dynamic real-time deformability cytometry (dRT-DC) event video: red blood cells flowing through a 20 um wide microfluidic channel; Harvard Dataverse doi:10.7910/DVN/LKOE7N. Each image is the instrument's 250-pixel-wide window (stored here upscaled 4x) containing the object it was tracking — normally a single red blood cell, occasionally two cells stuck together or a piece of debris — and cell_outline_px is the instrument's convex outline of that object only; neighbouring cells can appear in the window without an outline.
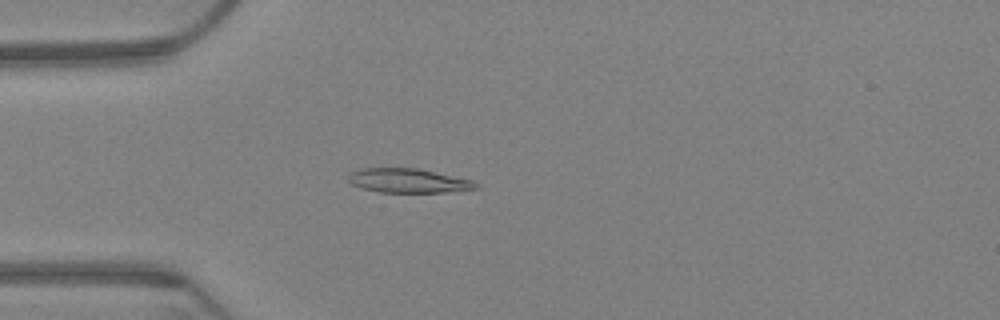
{"species": "Egyptian fruit bat (a non-hibernating species)", "species_latin": "Rousettus aegyptiacus", "temperature_condition": "warm", "stored_images_in_passage": 60, "camera_frame_rate_fps": 3000, "um_per_image_px": 0.085, "animal": {"sex": "female"}, "frame": {"image": 1, "passage_image": 14, "time_ms": 4.333, "image_size_px": [1000, 320], "cell_outline_px": [[480, 188], [448, 192], [380, 192], [360, 188], [352, 184], [348, 180], [348, 176], [352, 172], [360, 168], [416, 168], [472, 180], [480, 184]], "centroid_in_image_um": [34.71, 15.36], "position_along_channel_um": 50.3, "area_um2": 17.98}}
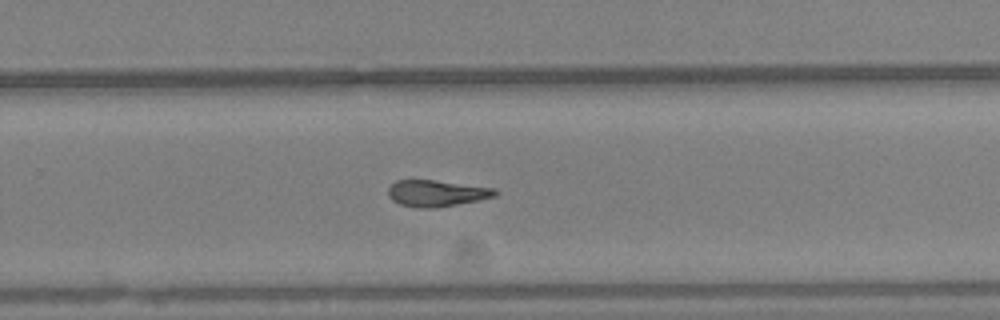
{"frame": {"image": 2, "passage_image": 38, "time_ms": 12.333, "image_size_px": [1000, 320], "cell_outline_px": [[500, 192], [496, 196], [456, 204], [432, 208], [416, 208], [400, 204], [392, 200], [388, 196], [388, 188], [396, 180], [436, 180], [496, 188]], "centroid_in_image_um": [37.11, 16.42], "position_along_channel_um": 292.7, "area_um2": 16.47}}
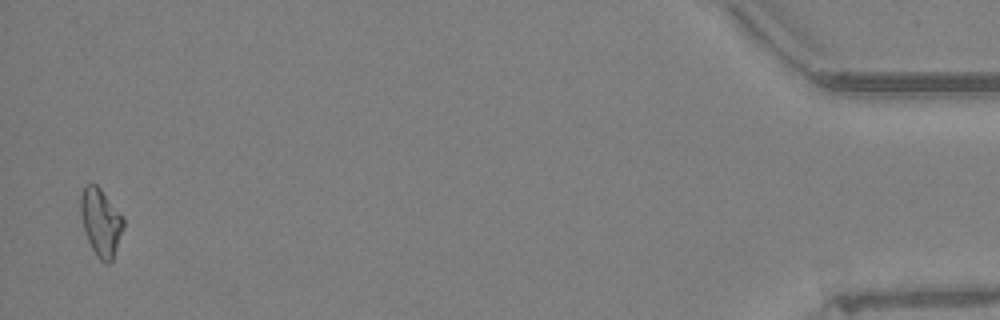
{"frame": {"image": 3, "passage_image": 59, "time_ms": 19.333, "image_size_px": [1000, 320], "cell_outline_px": [[124, 224], [112, 260], [108, 264], [100, 260], [96, 256], [88, 240], [84, 228], [80, 212], [80, 196], [84, 184], [96, 184], [100, 188], [124, 216]], "centroid_in_image_um": [8.56, 18.85], "position_along_channel_um": 426.6, "area_um2": 16.76}, "authors_computed_cell_mechanics": {"area_um2": 16.9354, "velocity_mm_per_s": 3.1813, "shape_relaxation_time_tau1_ms": null, "shape_relaxation_time_tau2_ms": 5.2746, "deformation_change_tau1": null, "deformation_change_tau2": 0.1259}}